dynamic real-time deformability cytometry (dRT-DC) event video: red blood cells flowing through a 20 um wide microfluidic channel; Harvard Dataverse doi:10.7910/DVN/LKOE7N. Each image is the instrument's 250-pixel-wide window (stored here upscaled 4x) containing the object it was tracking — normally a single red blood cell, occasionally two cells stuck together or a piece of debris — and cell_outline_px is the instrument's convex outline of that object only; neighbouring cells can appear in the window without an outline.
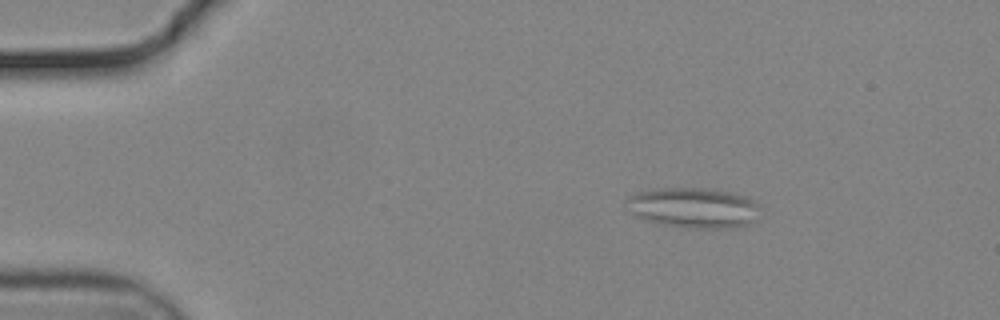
{"species": "common noctule bat (a hibernating species)", "species_latin": "Nyctalus noctula", "temperature_condition": "cold", "stored_images_in_passage": 56, "camera_frame_rate_fps": 3000, "um_per_image_px": 0.085, "animal": {"sex": "male", "body_mass_g": 19.2, "forearm_length_mm": 51.8}, "frame": {"image": 1, "passage_image": 9, "time_ms": 2.667, "image_size_px": [1000, 320], "cell_outline_px": [[760, 208], [748, 228], [688, 228], [664, 224], [644, 220], [632, 212], [628, 200], [628, 196], [636, 192], [656, 188], [704, 188], [728, 192], [748, 196], [760, 204]], "centroid_in_image_um": [59.03, 17.66], "position_along_channel_um": 26.0, "area_um2": 31.5}}
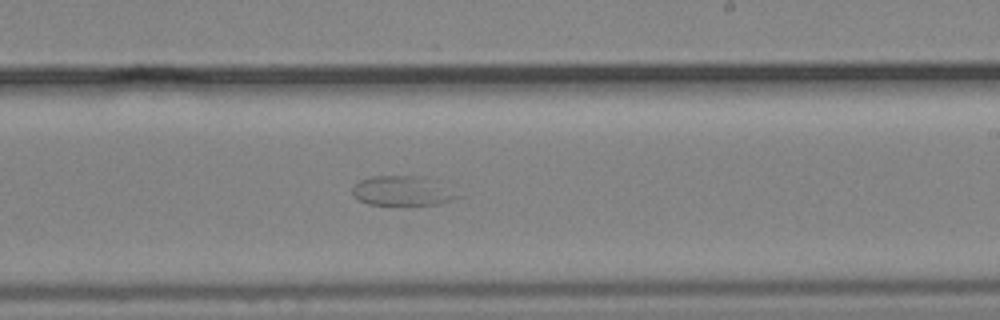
{"frame": {"image": 2, "passage_image": 34, "time_ms": 11.0, "image_size_px": [1000, 320], "cell_outline_px": [[464, 196], [440, 204], [404, 208], [368, 204], [352, 196], [352, 188], [360, 180], [372, 176], [420, 176]], "centroid_in_image_um": [34.17, 16.3], "position_along_channel_um": 254.8, "area_um2": 18.73}}
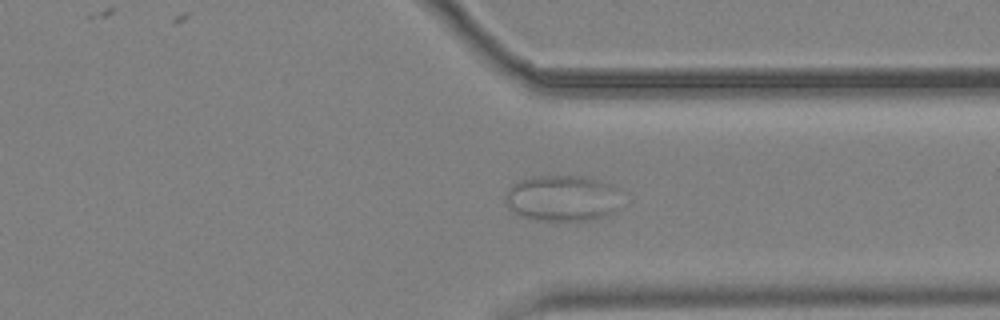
{"frame": {"image": 3, "passage_image": 43, "time_ms": 14.0, "image_size_px": [1000, 320], "cell_outline_px": [[620, 208], [612, 212], [588, 220], [544, 220], [524, 216], [508, 208], [504, 200], [504, 196], [508, 188], [512, 184], [520, 180], [532, 176], [580, 176], [600, 180], [612, 184], [620, 188]], "centroid_in_image_um": [47.82, 16.82], "position_along_channel_um": 363.6, "area_um2": 31.27}}